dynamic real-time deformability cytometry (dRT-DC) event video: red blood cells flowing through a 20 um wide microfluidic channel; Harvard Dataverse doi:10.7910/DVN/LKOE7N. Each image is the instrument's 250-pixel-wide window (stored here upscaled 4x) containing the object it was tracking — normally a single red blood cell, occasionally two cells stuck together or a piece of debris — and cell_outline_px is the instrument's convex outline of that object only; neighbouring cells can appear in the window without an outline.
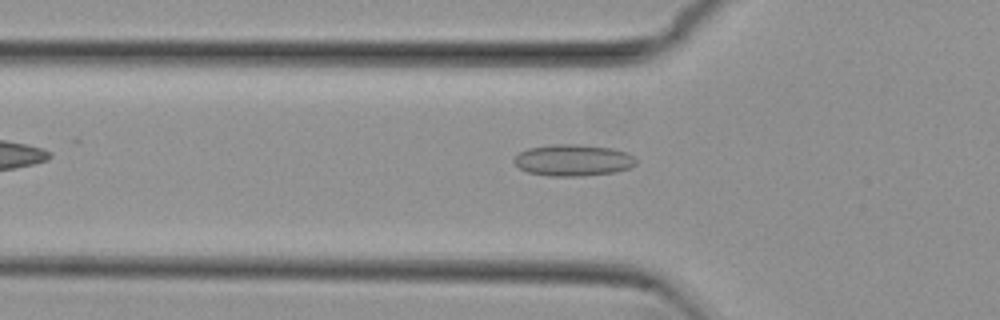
{"species": "common noctule bat (a hibernating species)", "species_latin": "Nyctalus noctula", "temperature_condition": "cold", "stored_images_in_passage": 39, "camera_frame_rate_fps": 3000, "um_per_image_px": 0.085, "animal": {"sex": "female", "body_mass_g": 29.2, "forearm_length_mm": 56.3}, "frame": {"image": 1, "passage_image": 3, "time_ms": 0.667, "image_size_px": [1000, 320], "cell_outline_px": [[636, 164], [628, 168], [616, 172], [580, 176], [548, 176], [528, 172], [520, 168], [512, 160], [520, 152], [528, 148], [552, 144], [572, 144], [612, 148], [628, 152], [636, 160]], "centroid_in_image_um": [48.71, 13.62], "position_along_channel_um": 77.1, "area_um2": 22.37}}
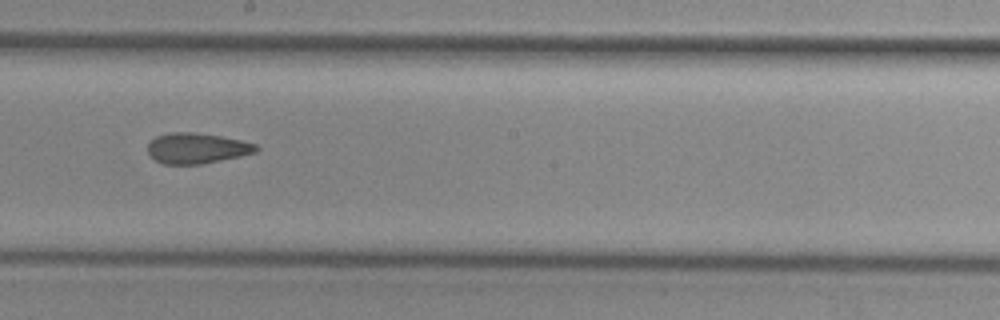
{"frame": {"image": 2, "passage_image": 15, "time_ms": 4.667, "image_size_px": [1000, 320], "cell_outline_px": [[260, 148], [256, 152], [240, 156], [200, 164], [164, 164], [156, 160], [148, 152], [148, 144], [156, 136], [168, 132], [192, 132], [220, 136], [240, 140], [256, 144]], "centroid_in_image_um": [16.73, 12.59], "position_along_channel_um": 231.5, "area_um2": 19.13}}
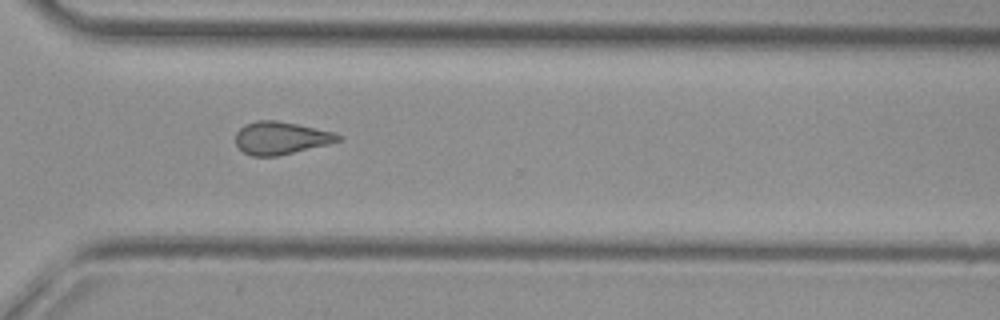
{"frame": {"image": 3, "passage_image": 24, "time_ms": 7.667, "image_size_px": [1000, 320], "cell_outline_px": [[344, 136], [340, 140], [328, 144], [276, 156], [252, 156], [244, 152], [236, 144], [236, 132], [244, 124], [256, 120], [276, 120], [336, 132]], "centroid_in_image_um": [23.88, 11.72], "position_along_channel_um": 346.7, "area_um2": 19.48}, "authors_computed_cell_mechanics": {"area_um2": 19.652, "velocity_mm_per_s": 3.8421, "shape_relaxation_time_tau1_ms": null, "shape_relaxation_time_tau2_ms": 4.2575, "deformation_change_tau1": null, "deformation_change_tau2": 0.1316}}